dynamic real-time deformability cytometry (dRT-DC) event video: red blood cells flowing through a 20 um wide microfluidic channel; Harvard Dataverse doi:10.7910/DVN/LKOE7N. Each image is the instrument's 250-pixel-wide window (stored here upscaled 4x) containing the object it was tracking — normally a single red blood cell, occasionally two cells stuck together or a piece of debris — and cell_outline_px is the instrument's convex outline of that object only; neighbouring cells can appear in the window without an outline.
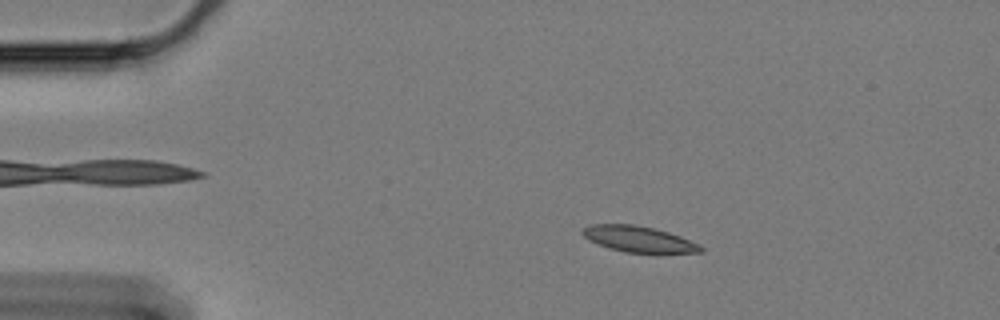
{"species": "Egyptian fruit bat (a non-hibernating species)", "species_latin": "Rousettus aegyptiacus", "temperature_condition": "cold", "stored_images_in_passage": 61, "camera_frame_rate_fps": 3000, "um_per_image_px": 0.085, "animal": {"sex": "female"}, "frame": {"image": 1, "passage_image": 11, "time_ms": 3.333, "image_size_px": [1000, 320], "cell_outline_px": [[704, 252], [624, 252], [608, 248], [588, 240], [580, 232], [584, 228], [592, 224], [636, 224], [668, 232], [680, 236], [700, 244], [704, 248]], "centroid_in_image_um": [54.27, 20.31], "position_along_channel_um": 30.7, "area_um2": 17.74}}
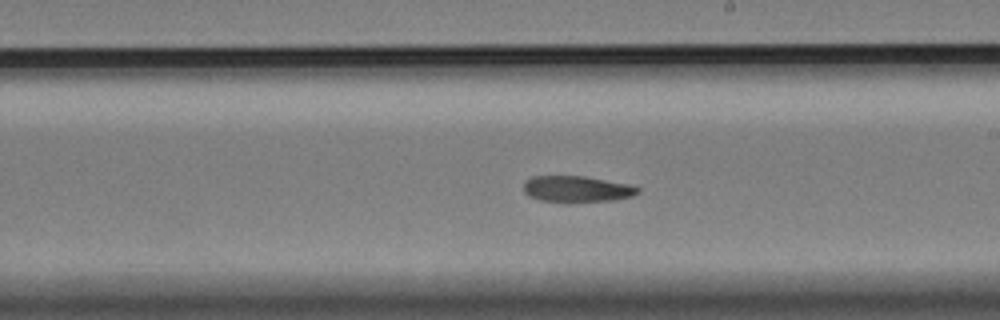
{"frame": {"image": 2, "passage_image": 35, "time_ms": 11.333, "image_size_px": [1000, 320], "cell_outline_px": [[640, 192], [632, 196], [616, 200], [540, 200], [528, 196], [524, 192], [524, 184], [532, 176], [584, 176], [628, 184], [640, 188]], "centroid_in_image_um": [49.05, 16.04], "position_along_channel_um": 240.0, "area_um2": 16.82}}
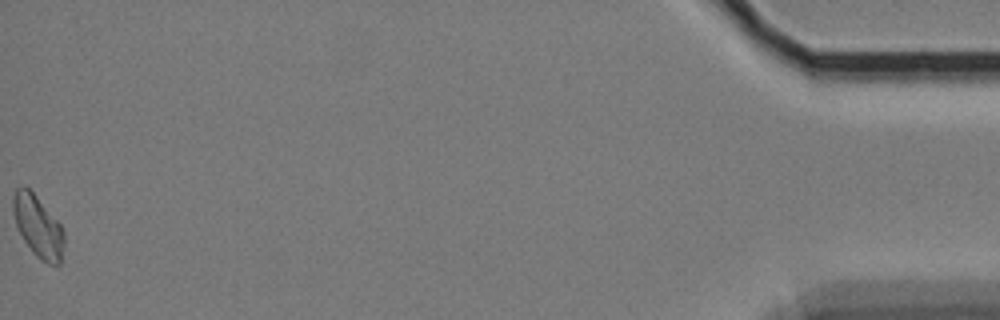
{"frame": {"image": 3, "passage_image": 61, "time_ms": 20.0, "image_size_px": [1000, 320], "cell_outline_px": [[64, 244], [60, 264], [48, 264], [40, 260], [32, 252], [24, 240], [16, 224], [12, 212], [12, 196], [16, 188], [20, 184], [24, 184], [36, 196], [60, 224], [64, 232]], "centroid_in_image_um": [3.21, 19.22], "position_along_channel_um": 432.0, "area_um2": 18.38}, "authors_computed_cell_mechanics": {"area_um2": 18.0914, "velocity_mm_per_s": 3.2962, "shape_relaxation_time_tau1_ms": null, "shape_relaxation_time_tau2_ms": 6.3754, "deformation_change_tau1": null, "deformation_change_tau2": 0.1055}}